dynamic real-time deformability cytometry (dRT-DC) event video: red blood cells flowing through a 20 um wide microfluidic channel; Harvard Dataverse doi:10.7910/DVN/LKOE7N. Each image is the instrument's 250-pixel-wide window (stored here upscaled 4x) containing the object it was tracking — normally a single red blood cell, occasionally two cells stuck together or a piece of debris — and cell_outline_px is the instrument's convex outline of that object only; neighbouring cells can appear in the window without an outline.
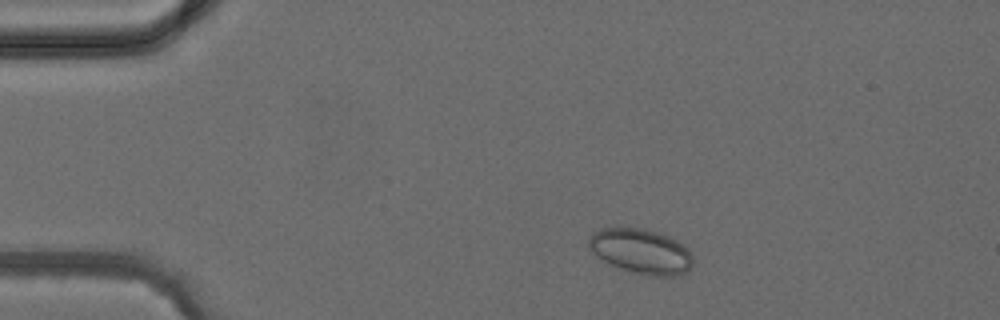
{"species": "common noctule bat (a hibernating species)", "species_latin": "Nyctalus noctula", "temperature_condition": "cold", "stored_images_in_passage": 2, "camera_frame_rate_fps": 3000, "um_per_image_px": 0.085, "animal": {"sex": "female", "body_mass_g": 24.6, "forearm_length_mm": 56.2}, "frame": {"image": 1, "passage_image": 1, "time_ms": 0.0, "image_size_px": [1000, 320], "cell_outline_px": [[692, 268], [688, 272], [676, 276], [648, 276], [612, 264], [596, 256], [588, 248], [588, 236], [592, 232], [600, 228], [644, 228], [668, 236], [676, 240], [688, 248], [692, 252]], "centroid_in_image_um": [54.51, 21.35], "position_along_channel_um": 30.5, "area_um2": 27.34}}